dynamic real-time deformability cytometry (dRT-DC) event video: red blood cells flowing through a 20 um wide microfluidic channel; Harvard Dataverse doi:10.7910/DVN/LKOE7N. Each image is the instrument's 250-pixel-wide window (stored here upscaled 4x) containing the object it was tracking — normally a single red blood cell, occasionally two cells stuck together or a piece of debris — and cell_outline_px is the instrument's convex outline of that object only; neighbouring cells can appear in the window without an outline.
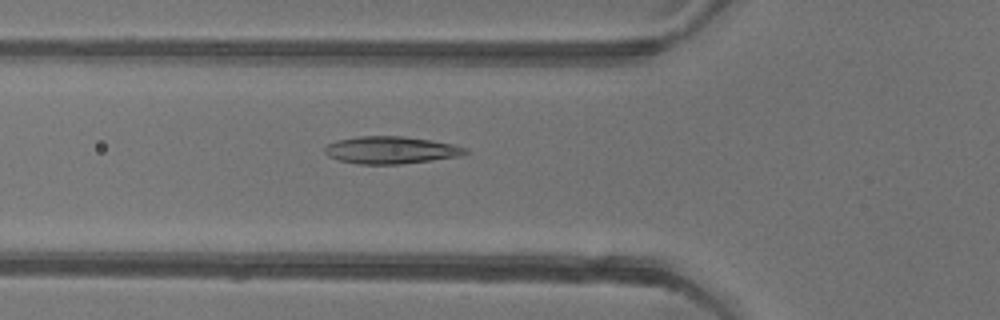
{"species": "common noctule bat (a hibernating species)", "species_latin": "Nyctalus noctula", "temperature_condition": "warm", "stored_images_in_passage": 52, "camera_frame_rate_fps": 3000, "um_per_image_px": 0.085, "animal": {"sex": "female"}, "frame": {"image": 1, "passage_image": 18, "time_ms": 5.667, "image_size_px": [1000, 320], "cell_outline_px": [[468, 152], [460, 156], [400, 164], [360, 164], [340, 160], [328, 156], [324, 152], [324, 148], [328, 144], [336, 140], [356, 136], [404, 136], [432, 140], [452, 144], [468, 148]], "centroid_in_image_um": [33.22, 12.74], "position_along_channel_um": 92.6, "area_um2": 22.37}}
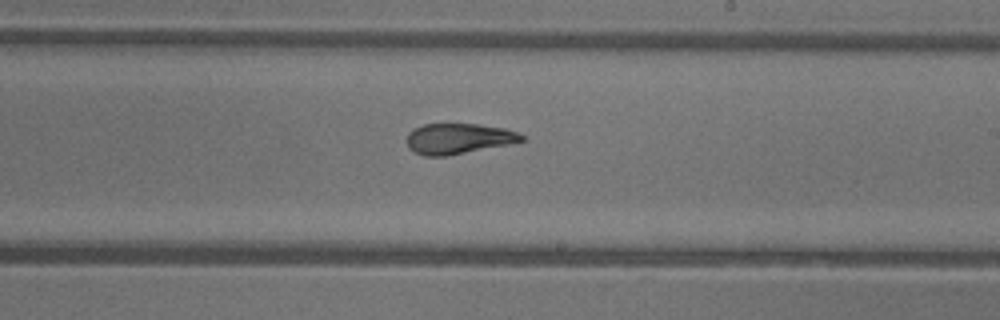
{"frame": {"image": 2, "passage_image": 30, "time_ms": 9.667, "image_size_px": [1000, 320], "cell_outline_px": [[528, 140], [448, 156], [424, 156], [408, 148], [408, 132], [412, 128], [424, 124], [476, 124], [504, 128], [516, 132], [524, 136]], "centroid_in_image_um": [38.96, 11.78], "position_along_channel_um": 250.0, "area_um2": 20.4}}
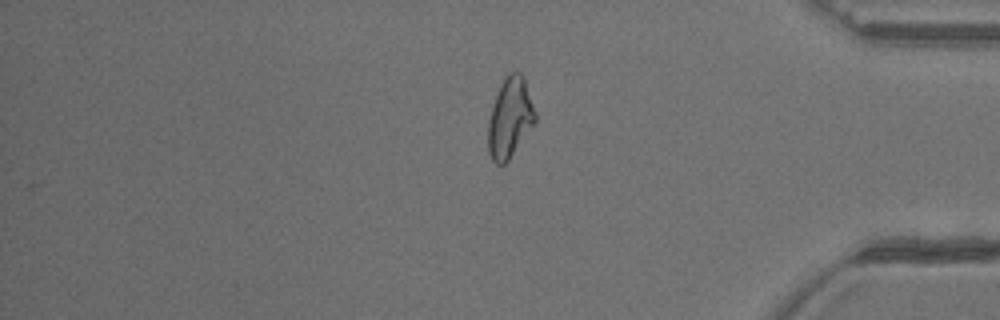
{"frame": {"image": 3, "passage_image": 43, "time_ms": 14.0, "image_size_px": [1000, 320], "cell_outline_px": [[536, 120], [508, 160], [504, 164], [496, 164], [492, 160], [488, 152], [488, 120], [492, 104], [496, 92], [500, 84], [512, 72], [520, 72], [524, 76], [536, 112]], "centroid_in_image_um": [43.33, 10.0], "position_along_channel_um": 391.9, "area_um2": 21.85}, "authors_computed_cell_mechanics": {"area_um2": 22.1085, "velocity_mm_per_s": 3.9158, "shape_relaxation_time_tau1_ms": 10.6762, "shape_relaxation_time_tau2_ms": 2.0312, "deformation_change_tau1": 0.2765, "deformation_change_tau2": 0.0967}}